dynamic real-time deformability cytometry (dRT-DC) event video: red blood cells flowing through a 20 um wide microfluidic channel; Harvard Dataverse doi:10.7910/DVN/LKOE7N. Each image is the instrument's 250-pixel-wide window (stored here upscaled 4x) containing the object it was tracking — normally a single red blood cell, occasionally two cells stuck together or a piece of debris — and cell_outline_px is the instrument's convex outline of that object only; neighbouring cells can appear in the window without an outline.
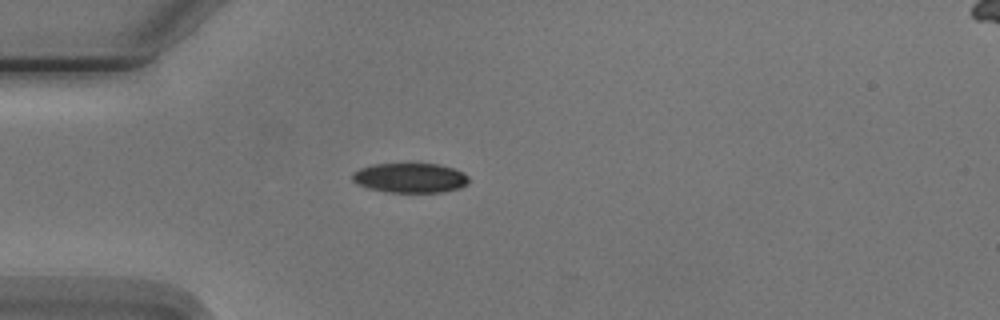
{"species": "Egyptian fruit bat (a non-hibernating species)", "species_latin": "Rousettus aegyptiacus", "temperature_condition": "cold", "stored_images_in_passage": 5, "camera_frame_rate_fps": 3000, "um_per_image_px": 0.085, "animal": {"sex": "male"}, "frame": {"image": 1, "passage_image": 4, "time_ms": 3.667, "image_size_px": [1000, 320], "cell_outline_px": [[468, 184], [460, 188], [444, 192], [388, 192], [368, 188], [356, 184], [352, 180], [352, 172], [360, 168], [372, 164], [440, 164], [464, 172], [468, 176]], "centroid_in_image_um": [34.86, 15.12], "position_along_channel_um": 50.1, "area_um2": 20.29}}